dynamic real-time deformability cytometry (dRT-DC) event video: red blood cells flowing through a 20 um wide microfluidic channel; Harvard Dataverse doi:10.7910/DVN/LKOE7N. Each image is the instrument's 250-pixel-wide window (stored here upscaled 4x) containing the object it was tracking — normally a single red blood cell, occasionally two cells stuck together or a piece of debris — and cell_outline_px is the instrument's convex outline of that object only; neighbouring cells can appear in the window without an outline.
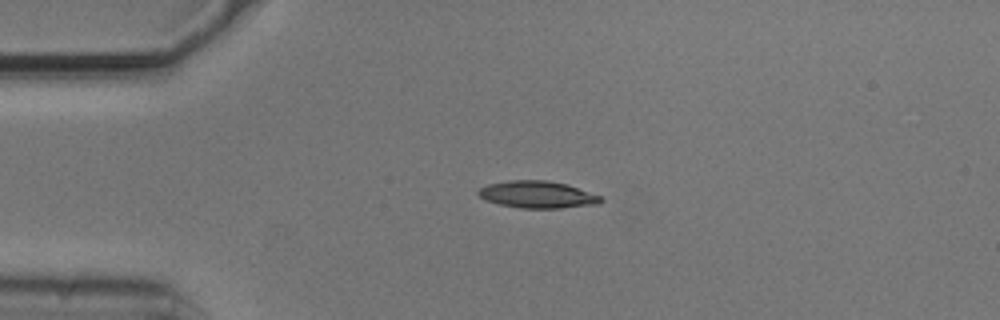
{"species": "common noctule bat (a hibernating species)", "species_latin": "Nyctalus noctula", "temperature_condition": "cold", "stored_images_in_passage": 43, "camera_frame_rate_fps": 3000, "um_per_image_px": 0.085, "animal": {"sex": "male", "body_mass_g": 20.5, "forearm_length_mm": 52.5}, "frame": {"image": 1, "passage_image": 1, "time_ms": 0.0, "image_size_px": [1000, 320], "cell_outline_px": [[604, 200], [600, 204], [560, 208], [520, 208], [500, 204], [488, 200], [480, 196], [476, 192], [480, 188], [488, 184], [508, 180], [548, 180], [568, 184], [600, 196]], "centroid_in_image_um": [45.71, 16.53], "position_along_channel_um": 39.3, "area_um2": 19.31}}
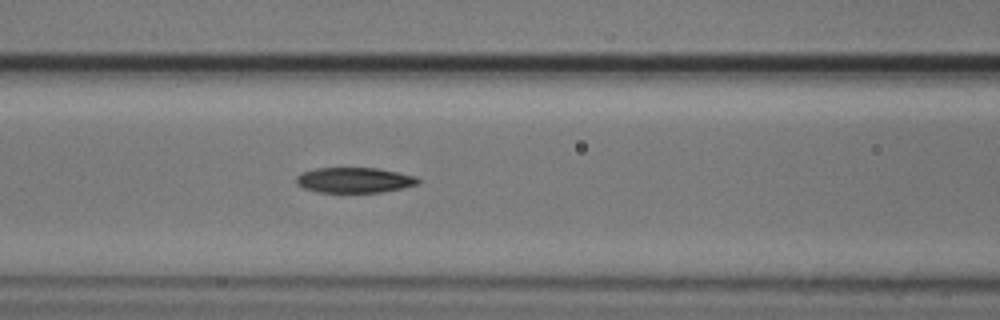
{"frame": {"image": 2, "passage_image": 11, "time_ms": 3.333, "image_size_px": [1000, 320], "cell_outline_px": [[420, 180], [416, 184], [400, 188], [380, 192], [316, 192], [304, 188], [296, 184], [296, 176], [300, 172], [316, 168], [376, 168], [416, 176]], "centroid_in_image_um": [30.05, 15.3], "position_along_channel_um": 136.6, "area_um2": 17.86}}
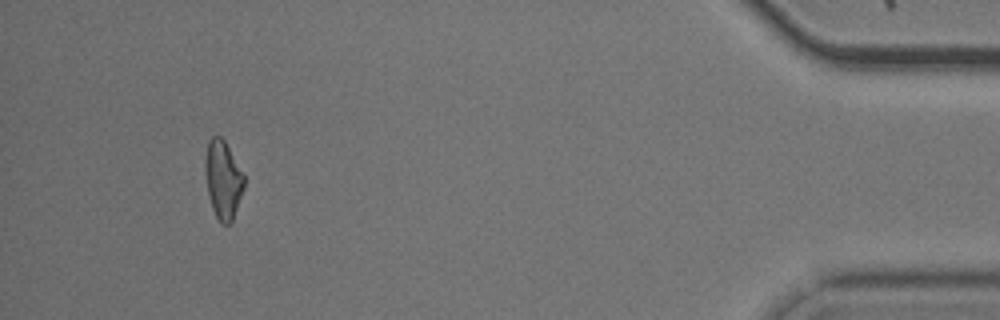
{"frame": {"image": 3, "passage_image": 39, "time_ms": 12.667, "image_size_px": [1000, 320], "cell_outline_px": [[244, 188], [232, 220], [228, 224], [224, 224], [216, 216], [212, 208], [208, 192], [204, 172], [204, 160], [208, 140], [212, 136], [220, 136], [224, 140], [244, 172]], "centroid_in_image_um": [18.95, 15.21], "position_along_channel_um": 416.3, "area_um2": 17.74}}